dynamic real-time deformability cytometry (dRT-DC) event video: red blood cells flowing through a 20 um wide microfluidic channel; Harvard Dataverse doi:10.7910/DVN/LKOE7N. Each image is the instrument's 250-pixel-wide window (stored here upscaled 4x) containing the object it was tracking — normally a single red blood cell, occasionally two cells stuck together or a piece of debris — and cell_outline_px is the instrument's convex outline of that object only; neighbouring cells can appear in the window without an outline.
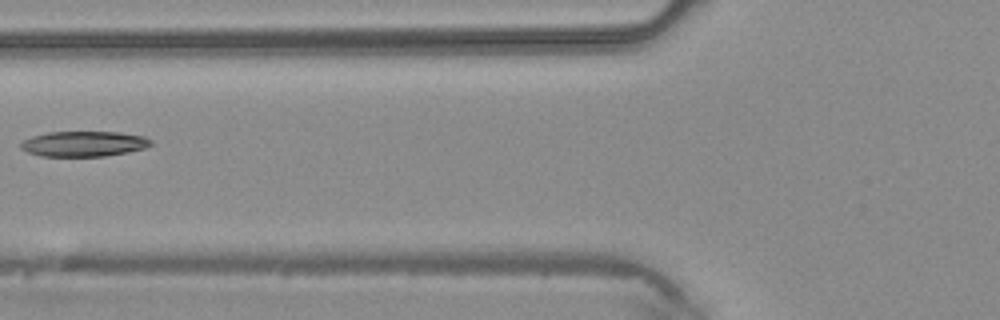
{"species": "common noctule bat (a hibernating species)", "species_latin": "Nyctalus noctula", "temperature_condition": "warm", "stored_images_in_passage": 2, "camera_frame_rate_fps": 3000, "um_per_image_px": 0.085, "animal": {"sex": "male", "body_mass_g": 20.4}, "frame": {"image": 1, "passage_image": 2, "time_ms": 0.333, "image_size_px": [1000, 320], "cell_outline_px": [[152, 144], [144, 148], [128, 152], [104, 156], [40, 156], [28, 152], [20, 148], [20, 144], [24, 140], [32, 136], [48, 132], [120, 132], [144, 136], [152, 140]], "centroid_in_image_um": [7.13, 12.22], "position_along_channel_um": 118.7, "area_um2": 19.19}}